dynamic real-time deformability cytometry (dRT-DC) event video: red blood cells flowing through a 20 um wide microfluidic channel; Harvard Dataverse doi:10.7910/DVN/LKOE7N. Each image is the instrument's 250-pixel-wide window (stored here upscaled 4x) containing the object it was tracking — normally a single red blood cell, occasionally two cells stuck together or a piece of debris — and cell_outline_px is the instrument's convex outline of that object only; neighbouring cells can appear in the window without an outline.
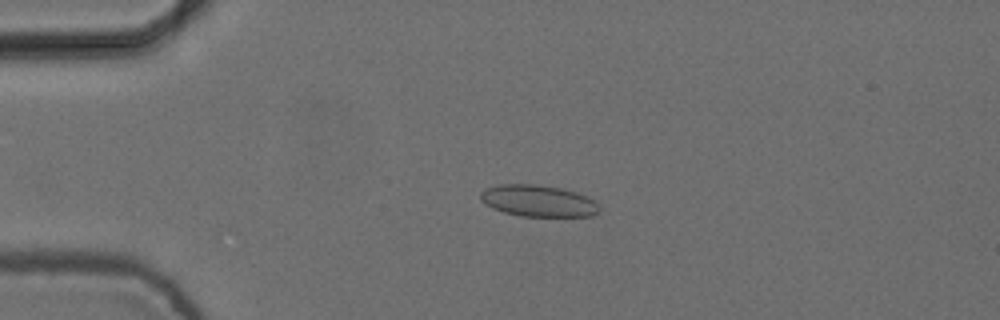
{"species": "common noctule bat (a hibernating species)", "species_latin": "Nyctalus noctula", "temperature_condition": "cold", "stored_images_in_passage": 6, "camera_frame_rate_fps": 3000, "um_per_image_px": 0.085, "animal": {"sex": "female", "body_mass_g": 24.6, "forearm_length_mm": 56.2}, "frame": {"image": 1, "passage_image": 4, "time_ms": 1.0, "image_size_px": [1000, 320], "cell_outline_px": [[600, 212], [592, 216], [520, 216], [504, 212], [492, 208], [484, 204], [480, 200], [480, 192], [484, 188], [500, 184], [532, 184], [560, 188], [576, 192], [588, 196], [600, 208]], "centroid_in_image_um": [45.71, 17.07], "position_along_channel_um": 39.3, "area_um2": 21.96}}
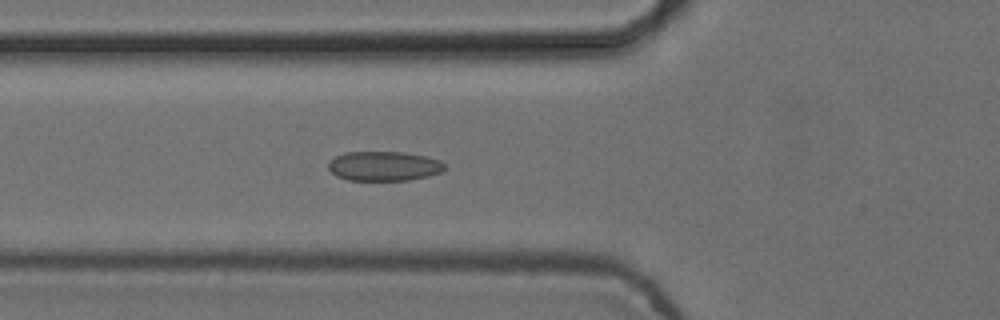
{"frame": {"image": 2, "passage_image": 6, "time_ms": 1.667, "image_size_px": [1000, 320], "cell_outline_px": [[448, 168], [440, 172], [428, 176], [408, 180], [348, 180], [336, 176], [328, 168], [328, 164], [336, 156], [344, 152], [404, 152], [428, 156], [440, 160]], "centroid_in_image_um": [32.67, 14.11], "position_along_channel_um": 93.1, "area_um2": 20.11}}